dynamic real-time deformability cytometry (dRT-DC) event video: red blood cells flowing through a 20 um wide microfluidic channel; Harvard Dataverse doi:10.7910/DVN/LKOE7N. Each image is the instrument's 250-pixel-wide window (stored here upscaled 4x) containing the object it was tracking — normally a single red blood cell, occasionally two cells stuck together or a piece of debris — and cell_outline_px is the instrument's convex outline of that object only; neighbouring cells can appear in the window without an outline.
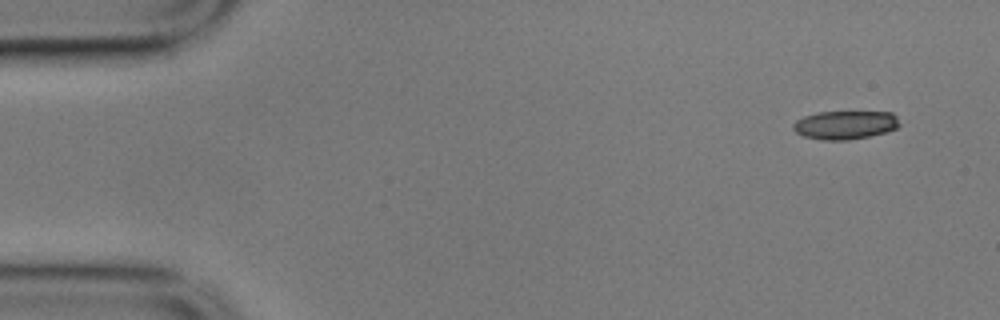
{"species": "common noctule bat (a hibernating species)", "species_latin": "Nyctalus noctula", "temperature_condition": "cold", "stored_images_in_passage": 54, "camera_frame_rate_fps": 3000, "um_per_image_px": 0.085, "animal": {"sex": "male", "body_mass_g": 17.9}, "frame": {"image": 1, "passage_image": 1, "time_ms": 0.0, "image_size_px": [1000, 320], "cell_outline_px": [[900, 124], [896, 128], [884, 132], [868, 136], [848, 140], [820, 140], [804, 136], [796, 132], [792, 128], [792, 124], [796, 120], [804, 116], [816, 112], [892, 112], [896, 116]], "centroid_in_image_um": [71.8, 10.62], "position_along_channel_um": 13.2, "area_um2": 17.63}}
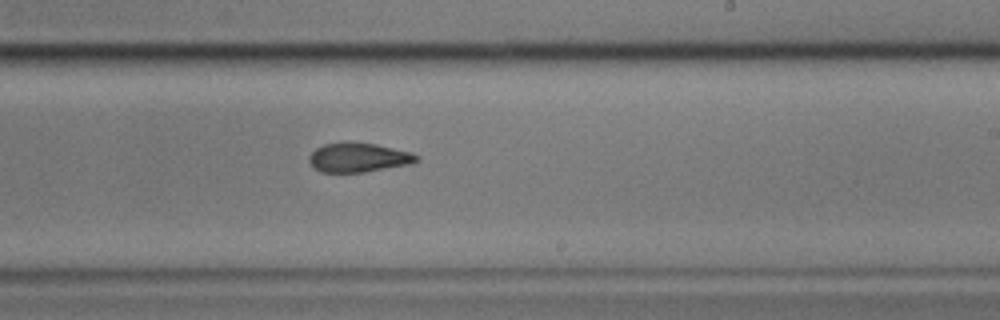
{"frame": {"image": 2, "passage_image": 31, "time_ms": 10.0, "image_size_px": [1000, 320], "cell_outline_px": [[420, 160], [412, 164], [364, 172], [320, 172], [312, 168], [308, 160], [308, 156], [316, 148], [324, 144], [344, 140], [348, 140], [376, 144], [412, 152], [420, 156]], "centroid_in_image_um": [30.46, 13.37], "position_along_channel_um": 258.5, "area_um2": 18.96}}
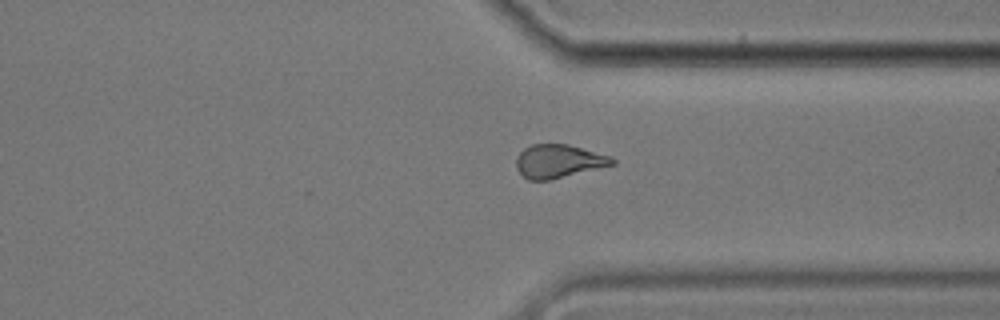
{"frame": {"image": 3, "passage_image": 40, "time_ms": 13.0, "image_size_px": [1000, 320], "cell_outline_px": [[616, 164], [552, 180], [528, 180], [516, 168], [516, 160], [520, 152], [524, 148], [532, 144], [568, 144], [612, 156], [616, 160]], "centroid_in_image_um": [47.51, 13.7], "position_along_channel_um": 363.9, "area_um2": 18.84}, "authors_computed_cell_mechanics": {"area_um2": 19.2474, "velocity_mm_per_s": 3.5151, "shape_relaxation_time_tau1_ms": 6.5195, "shape_relaxation_time_tau2_ms": 3.0705, "deformation_change_tau1": 0.1285, "deformation_change_tau2": 0.0847}}